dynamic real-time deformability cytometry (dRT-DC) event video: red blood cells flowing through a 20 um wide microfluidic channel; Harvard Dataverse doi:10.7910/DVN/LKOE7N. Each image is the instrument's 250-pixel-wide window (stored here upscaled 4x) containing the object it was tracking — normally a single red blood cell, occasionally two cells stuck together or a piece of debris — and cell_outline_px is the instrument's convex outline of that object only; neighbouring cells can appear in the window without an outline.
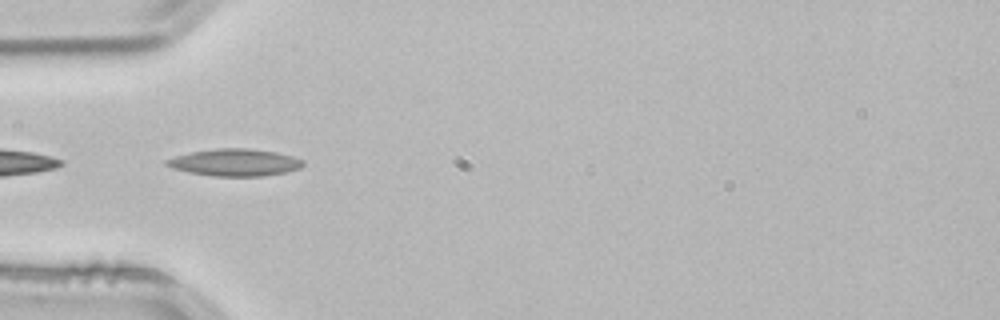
{"species": "common noctule bat (a hibernating species)", "species_latin": "Nyctalus noctula", "temperature_condition": "room temperature", "stored_images_in_passage": 10, "camera_frame_rate_fps": 3000, "um_per_image_px": 0.085, "animal": {"sex": "male", "body_mass_g": 21.5, "forearm_length_mm": 52.0}, "frame": {"image": 1, "passage_image": 7, "time_ms": 2.0, "image_size_px": [1000, 320], "cell_outline_px": [[304, 164], [300, 168], [288, 172], [264, 176], [212, 176], [188, 172], [172, 168], [164, 164], [164, 160], [176, 156], [192, 152], [216, 148], [248, 148], [276, 152], [292, 156], [304, 160]], "centroid_in_image_um": [19.97, 13.81], "position_along_channel_um": 65.0, "area_um2": 21.68}}